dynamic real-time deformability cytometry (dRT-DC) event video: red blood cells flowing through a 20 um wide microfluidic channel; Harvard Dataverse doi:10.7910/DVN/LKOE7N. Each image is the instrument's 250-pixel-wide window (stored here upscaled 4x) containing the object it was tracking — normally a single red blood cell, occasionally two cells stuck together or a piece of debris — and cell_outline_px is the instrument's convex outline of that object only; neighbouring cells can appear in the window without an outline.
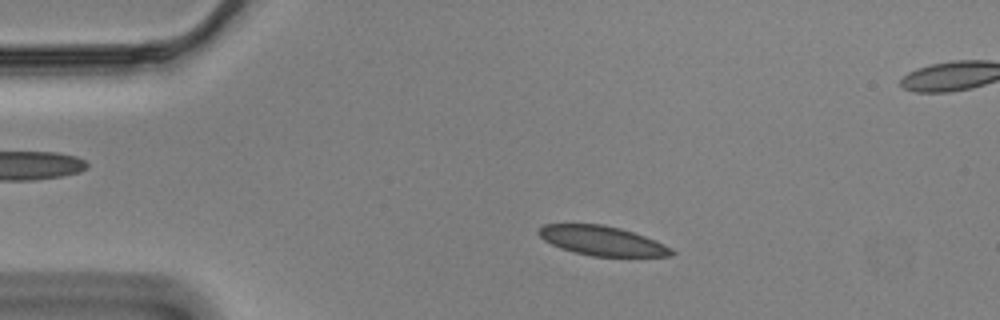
{"species": "Egyptian fruit bat (a non-hibernating species)", "species_latin": "Rousettus aegyptiacus", "temperature_condition": "cold", "stored_images_in_passage": 40, "camera_frame_rate_fps": 3000, "um_per_image_px": 0.085, "animal": {"sex": "male"}, "frame": {"image": 1, "passage_image": 2, "time_ms": 0.333, "image_size_px": [1000, 320], "cell_outline_px": [[676, 252], [668, 256], [592, 256], [560, 248], [544, 240], [536, 232], [544, 224], [604, 224], [620, 228], [644, 236], [664, 244], [672, 248]], "centroid_in_image_um": [51.17, 20.46], "position_along_channel_um": 33.8, "area_um2": 22.6}}
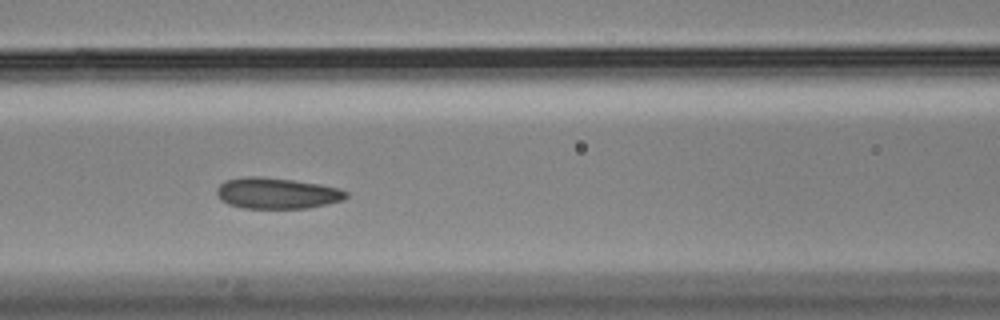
{"frame": {"image": 2, "passage_image": 15, "time_ms": 4.667, "image_size_px": [1000, 320], "cell_outline_px": [[348, 196], [344, 200], [328, 204], [308, 208], [244, 208], [228, 204], [220, 200], [216, 192], [216, 188], [224, 180], [244, 176], [260, 176], [292, 180], [340, 188], [348, 192]], "centroid_in_image_um": [23.52, 16.42], "position_along_channel_um": 143.1, "area_um2": 23.52}}
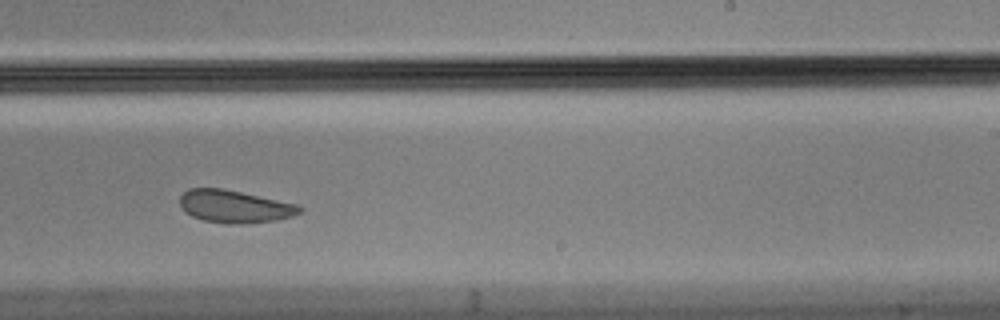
{"frame": {"image": 3, "passage_image": 26, "time_ms": 8.333, "image_size_px": [1000, 320], "cell_outline_px": [[304, 208], [300, 212], [292, 216], [276, 220], [240, 224], [228, 224], [204, 220], [192, 216], [184, 212], [180, 208], [180, 196], [188, 188], [220, 188], [240, 192], [296, 204]], "centroid_in_image_um": [19.89, 17.55], "position_along_channel_um": 269.1, "area_um2": 22.6}, "authors_computed_cell_mechanics": {"area_um2": 23.5824, "velocity_mm_per_s": 3.4438, "shape_relaxation_time_tau1_ms": 4.9373, "shape_relaxation_time_tau2_ms": 4.3856, "deformation_change_tau1": 0.096, "deformation_change_tau2": 0.0792}}